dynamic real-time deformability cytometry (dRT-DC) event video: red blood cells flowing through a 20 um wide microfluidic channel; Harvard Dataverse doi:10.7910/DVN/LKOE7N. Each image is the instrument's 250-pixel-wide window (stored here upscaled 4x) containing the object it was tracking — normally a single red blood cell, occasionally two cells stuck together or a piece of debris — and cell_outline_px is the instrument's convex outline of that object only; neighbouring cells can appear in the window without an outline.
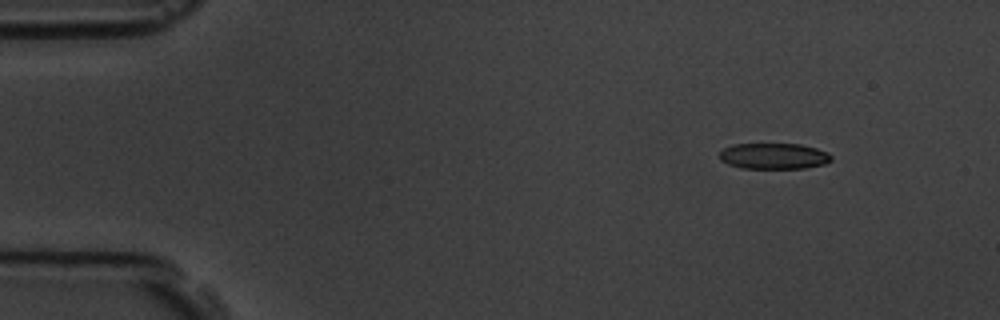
{"species": "common noctule bat (a hibernating species)", "species_latin": "Nyctalus noctula", "temperature_condition": "room temperature", "stored_images_in_passage": 4, "camera_frame_rate_fps": 3000, "um_per_image_px": 0.085, "animal": {"sex": "male", "body_mass_g": 19.5, "forearm_length_mm": 54.6}, "frame": {"image": 1, "passage_image": 1, "time_ms": 0.0, "image_size_px": [1000, 320], "cell_outline_px": [[832, 160], [824, 164], [804, 168], [740, 168], [728, 164], [720, 160], [720, 152], [724, 148], [732, 144], [800, 144], [816, 148], [828, 152], [832, 156]], "centroid_in_image_um": [65.77, 13.26], "position_along_channel_um": 19.2, "area_um2": 16.94}}
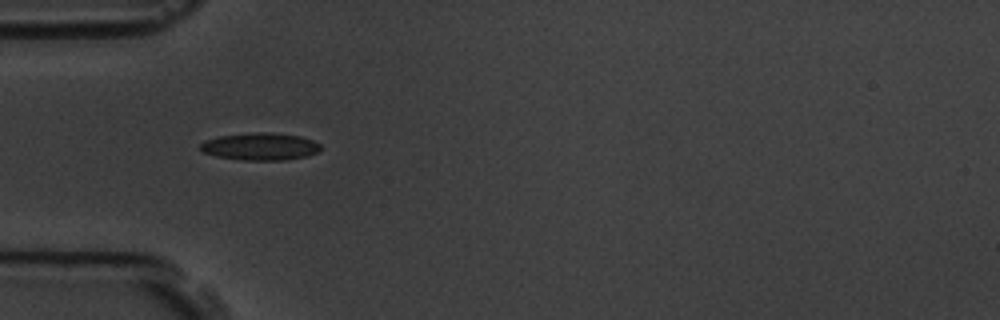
{"frame": {"image": 2, "passage_image": 4, "time_ms": 3.667, "image_size_px": [1000, 320], "cell_outline_px": [[320, 152], [308, 156], [284, 160], [244, 160], [216, 156], [204, 152], [200, 148], [200, 144], [204, 140], [220, 136], [256, 132], [268, 132], [300, 136], [312, 140], [320, 144]], "centroid_in_image_um": [22.14, 12.45], "position_along_channel_um": 62.9, "area_um2": 19.13}}